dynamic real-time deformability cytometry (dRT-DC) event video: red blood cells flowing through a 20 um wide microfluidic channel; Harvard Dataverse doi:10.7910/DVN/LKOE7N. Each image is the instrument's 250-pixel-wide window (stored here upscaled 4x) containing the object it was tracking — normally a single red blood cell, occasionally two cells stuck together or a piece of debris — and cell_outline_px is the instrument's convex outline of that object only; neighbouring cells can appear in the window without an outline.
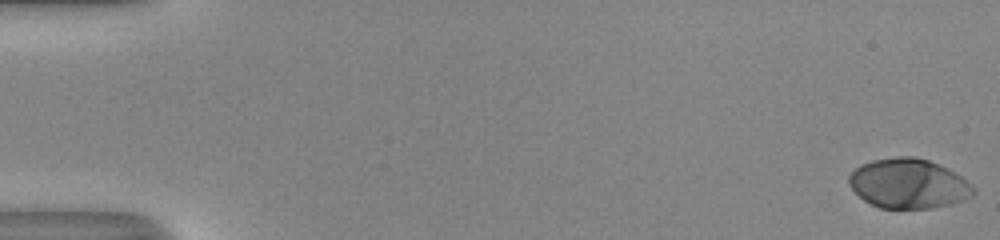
{"species": "human", "species_latin": "Homo sapiens", "temperature_condition": "room temperature", "stored_images_in_passage": 53, "camera_frame_rate_fps": 3000, "um_per_image_px": 0.085, "donor": {"sex": "male"}, "frame": {"image": 1, "passage_image": 1, "time_ms": 0.0, "image_size_px": [1000, 240], "cell_outline_px": [[976, 192], [972, 196], [948, 204], [932, 208], [880, 208], [864, 200], [848, 184], [848, 176], [860, 164], [872, 160], [896, 156], [916, 156], [928, 160], [960, 176], [976, 188]], "centroid_in_image_um": [77.19, 15.59], "position_along_channel_um": 7.8, "area_um2": 35.72}}
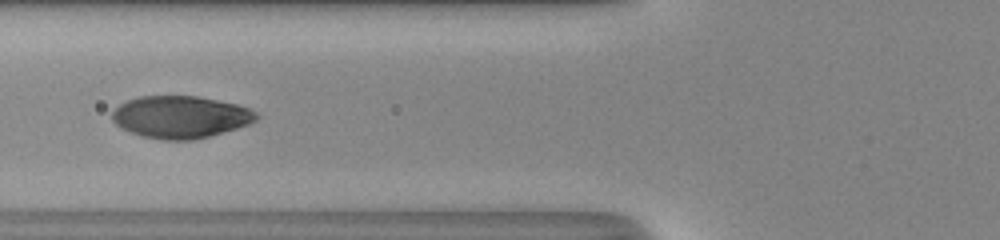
{"frame": {"image": 2, "passage_image": 22, "time_ms": 7.0, "image_size_px": [1000, 240], "cell_outline_px": [[260, 116], [256, 120], [248, 124], [236, 128], [208, 136], [192, 140], [164, 140], [144, 136], [132, 132], [116, 124], [112, 120], [112, 112], [120, 104], [128, 100], [140, 96], [196, 96], [236, 104], [248, 108], [256, 112]], "centroid_in_image_um": [15.35, 9.93], "position_along_channel_um": 110.5, "area_um2": 35.03}}
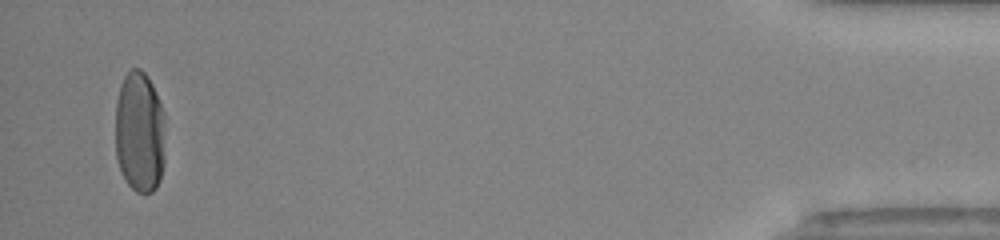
{"frame": {"image": 3, "passage_image": 51, "time_ms": 16.667, "image_size_px": [1000, 240], "cell_outline_px": [[164, 164], [160, 180], [156, 188], [152, 192], [136, 192], [124, 180], [120, 172], [116, 156], [116, 100], [120, 84], [128, 68], [140, 68], [148, 76], [152, 84], [164, 112]], "centroid_in_image_um": [11.86, 11.22], "position_along_channel_um": 423.3, "area_um2": 36.01}, "authors_computed_cell_mechanics": {"area_um2": 35.836, "velocity_mm_per_s": 4.0742, "shape_relaxation_time_tau1_ms": 2.4905, "shape_relaxation_time_tau2_ms": null, "deformation_change_tau1": 0.1735, "deformation_change_tau2": null}}